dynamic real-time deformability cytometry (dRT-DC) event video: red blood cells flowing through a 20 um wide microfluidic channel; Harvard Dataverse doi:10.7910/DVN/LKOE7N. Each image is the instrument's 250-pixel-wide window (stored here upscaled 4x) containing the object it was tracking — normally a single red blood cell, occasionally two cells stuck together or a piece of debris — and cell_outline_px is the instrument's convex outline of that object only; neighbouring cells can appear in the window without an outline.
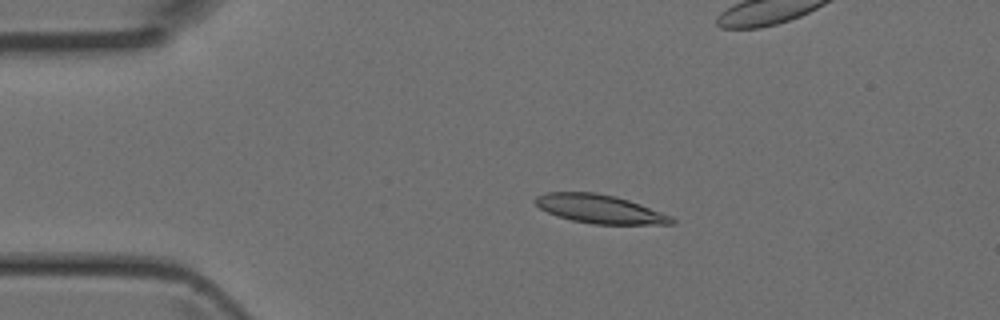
{"species": "Egyptian fruit bat (a non-hibernating species)", "species_latin": "Rousettus aegyptiacus", "temperature_condition": "room temperature", "stored_images_in_passage": 5, "camera_frame_rate_fps": 3000, "um_per_image_px": 0.085, "animal": {"sex": "female"}, "frame": {"image": 1, "passage_image": 3, "time_ms": 0.667, "image_size_px": [1000, 320], "cell_outline_px": [[676, 220], [672, 224], [592, 224], [572, 220], [556, 216], [540, 208], [532, 200], [536, 196], [548, 192], [596, 192], [616, 196], [640, 204], [672, 216]], "centroid_in_image_um": [50.96, 17.76], "position_along_channel_um": 34.0, "area_um2": 22.77}}